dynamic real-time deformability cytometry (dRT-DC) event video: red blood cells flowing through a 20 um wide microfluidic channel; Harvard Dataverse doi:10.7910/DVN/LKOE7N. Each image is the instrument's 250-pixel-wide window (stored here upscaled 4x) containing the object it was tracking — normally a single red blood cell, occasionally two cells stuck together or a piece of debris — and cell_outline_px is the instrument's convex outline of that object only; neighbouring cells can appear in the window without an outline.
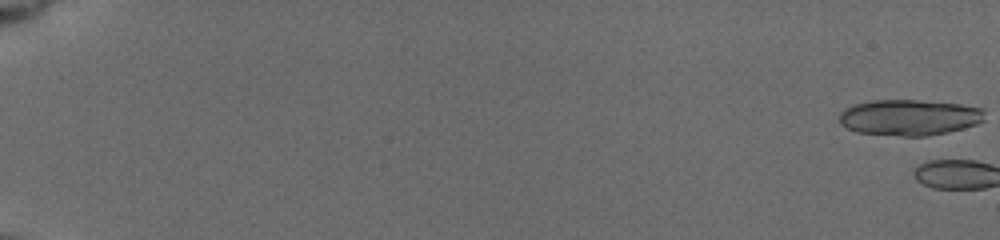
{"species": "common noctule bat (a hibernating species)", "species_latin": "Nyctalus noctula", "temperature_condition": "cold", "stored_images_in_passage": 3, "camera_frame_rate_fps": 3000, "um_per_image_px": 0.085, "animal": {"sex": "female", "body_mass_g": 19.5, "forearm_length_mm": 54.1}, "frame": {"image": 1, "passage_image": 1, "time_ms": 0.0, "image_size_px": [1000, 240], "cell_outline_px": [[984, 120], [976, 124], [964, 128], [924, 136], [900, 136], [856, 132], [840, 124], [840, 112], [844, 108], [856, 104], [872, 100], [916, 100], [960, 104], [980, 108], [984, 112]], "centroid_in_image_um": [77.26, 9.98], "position_along_channel_um": 7.7, "area_um2": 30.23}}